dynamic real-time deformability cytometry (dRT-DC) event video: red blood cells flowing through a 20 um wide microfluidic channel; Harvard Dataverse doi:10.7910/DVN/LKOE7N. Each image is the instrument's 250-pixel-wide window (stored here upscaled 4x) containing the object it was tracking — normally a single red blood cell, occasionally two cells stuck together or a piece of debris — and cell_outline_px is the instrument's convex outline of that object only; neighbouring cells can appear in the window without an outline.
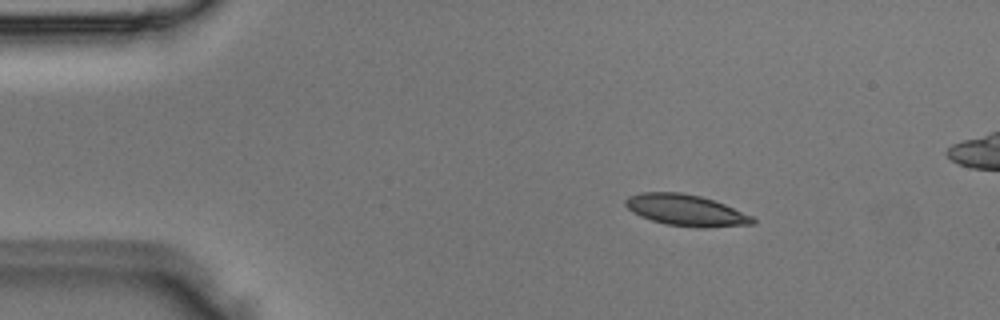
{"species": "Egyptian fruit bat (a non-hibernating species)", "species_latin": "Rousettus aegyptiacus", "temperature_condition": "room temperature", "stored_images_in_passage": 4, "segment_of_instrument_passage": [1, 2], "camera_frame_rate_fps": 3000, "um_per_image_px": 0.085, "animal": {"sex": "male"}, "frame": {"image": 1, "passage_image": 1, "time_ms": 0.0, "image_size_px": [1000, 320], "cell_outline_px": [[756, 224], [704, 228], [700, 228], [664, 224], [640, 216], [632, 212], [624, 204], [624, 200], [628, 196], [640, 192], [680, 192], [700, 196], [724, 204], [752, 216], [756, 220]], "centroid_in_image_um": [58.29, 17.87], "position_along_channel_um": 26.7, "area_um2": 23.29}}